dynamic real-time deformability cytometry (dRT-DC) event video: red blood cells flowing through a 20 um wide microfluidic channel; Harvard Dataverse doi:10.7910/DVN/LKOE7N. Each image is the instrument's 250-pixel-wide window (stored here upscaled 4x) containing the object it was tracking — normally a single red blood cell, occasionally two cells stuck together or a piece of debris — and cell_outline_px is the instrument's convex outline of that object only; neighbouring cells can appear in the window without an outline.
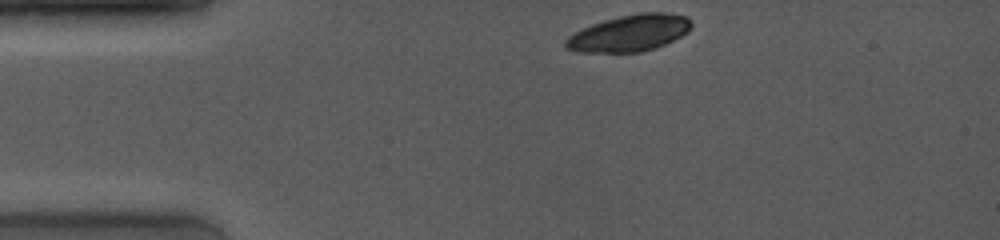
{"species": "common noctule bat (a hibernating species)", "species_latin": "Nyctalus noctula", "temperature_condition": "room temperature", "stored_images_in_passage": 5, "camera_frame_rate_fps": 4000, "um_per_image_px": 0.085, "animal": {"sex": "female", "body_mass_g": 19.0, "forearm_length_mm": 53.3}, "frame": {"image": 1, "passage_image": 1, "time_ms": 0.0, "image_size_px": [1000, 240], "cell_outline_px": [[692, 24], [688, 32], [656, 48], [640, 52], [580, 52], [564, 48], [564, 40], [568, 36], [592, 24], [604, 20], [620, 16], [640, 12], [668, 12], [684, 16]], "centroid_in_image_um": [53.48, 2.81], "position_along_channel_um": 31.5, "area_um2": 26.65}}